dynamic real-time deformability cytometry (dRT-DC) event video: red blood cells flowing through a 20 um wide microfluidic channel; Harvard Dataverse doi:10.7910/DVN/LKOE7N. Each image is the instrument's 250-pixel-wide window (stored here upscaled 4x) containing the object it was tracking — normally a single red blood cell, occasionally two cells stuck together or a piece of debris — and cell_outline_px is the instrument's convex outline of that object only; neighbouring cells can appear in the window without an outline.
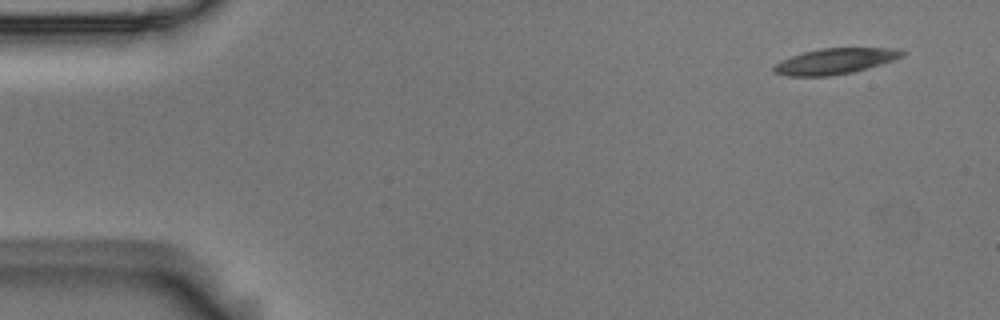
{"species": "Egyptian fruit bat (a non-hibernating species)", "species_latin": "Rousettus aegyptiacus", "temperature_condition": "room temperature", "stored_images_in_passage": 3, "camera_frame_rate_fps": 3000, "um_per_image_px": 0.085, "animal": {"sex": "male"}, "frame": {"image": 1, "passage_image": 1, "time_ms": 0.0, "image_size_px": [1000, 320], "cell_outline_px": [[908, 52], [904, 56], [880, 64], [852, 72], [828, 76], [788, 76], [772, 72], [772, 68], [780, 60], [804, 52], [820, 48], [896, 48]], "centroid_in_image_um": [70.97, 5.19], "position_along_channel_um": 14.0, "area_um2": 19.19}}